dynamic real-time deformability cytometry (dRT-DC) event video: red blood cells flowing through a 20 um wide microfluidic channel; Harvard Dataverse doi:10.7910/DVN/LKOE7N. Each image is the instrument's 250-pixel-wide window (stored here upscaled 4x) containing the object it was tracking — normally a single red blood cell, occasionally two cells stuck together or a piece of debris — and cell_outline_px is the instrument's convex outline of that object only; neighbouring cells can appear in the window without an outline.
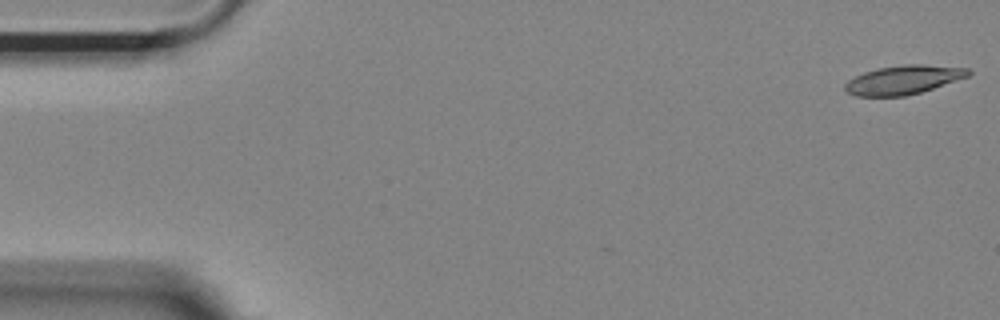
{"species": "Egyptian fruit bat (a non-hibernating species)", "species_latin": "Rousettus aegyptiacus", "temperature_condition": "room temperature", "stored_images_in_passage": 51, "camera_frame_rate_fps": 3000, "um_per_image_px": 0.085, "animal": {"sex": "female"}, "frame": {"image": 1, "passage_image": 1, "time_ms": 0.0, "image_size_px": [1000, 320], "cell_outline_px": [[972, 72], [968, 76], [920, 92], [904, 96], [856, 96], [848, 92], [844, 88], [844, 84], [848, 80], [864, 72], [880, 68], [904, 64], [924, 64], [968, 68]], "centroid_in_image_um": [76.78, 6.78], "position_along_channel_um": 8.2, "area_um2": 20.52}}
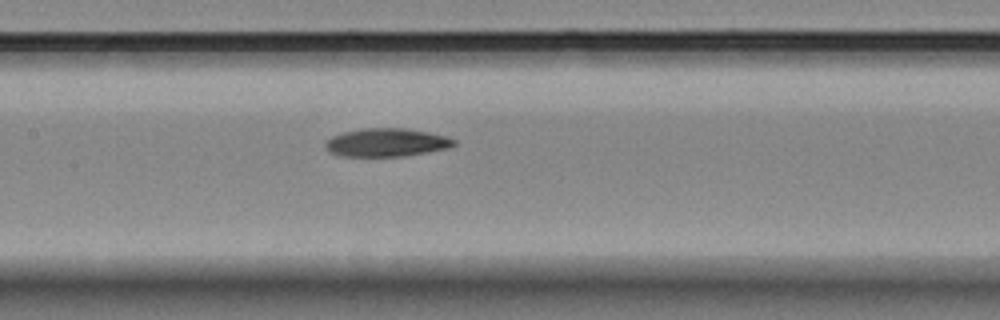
{"frame": {"image": 2, "passage_image": 25, "time_ms": 8.0, "image_size_px": [1000, 320], "cell_outline_px": [[456, 144], [448, 148], [428, 152], [404, 156], [340, 156], [328, 152], [324, 148], [324, 144], [332, 136], [344, 132], [360, 128], [404, 128], [428, 132], [448, 136], [456, 140]], "centroid_in_image_um": [32.84, 12.11], "position_along_channel_um": 174.6, "area_um2": 21.33}}
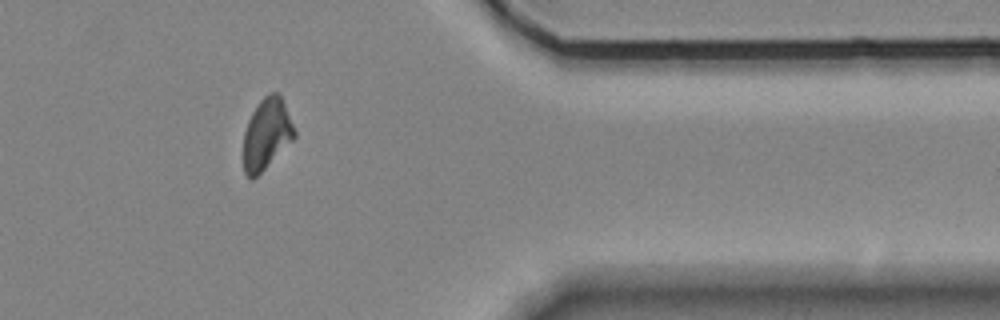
{"frame": {"image": 3, "passage_image": 44, "time_ms": 14.333, "image_size_px": [1000, 320], "cell_outline_px": [[296, 136], [252, 180], [244, 172], [244, 132], [248, 120], [252, 112], [260, 100], [268, 92], [280, 92], [296, 132]], "centroid_in_image_um": [22.66, 11.33], "position_along_channel_um": 388.7, "area_um2": 20.81}, "authors_computed_cell_mechanics": {"area_um2": 21.5594, "velocity_mm_per_s": 3.6881, "shape_relaxation_time_tau1_ms": 4.8932, "shape_relaxation_time_tau2_ms": null, "deformation_change_tau1": 0.1633, "deformation_change_tau2": null}}